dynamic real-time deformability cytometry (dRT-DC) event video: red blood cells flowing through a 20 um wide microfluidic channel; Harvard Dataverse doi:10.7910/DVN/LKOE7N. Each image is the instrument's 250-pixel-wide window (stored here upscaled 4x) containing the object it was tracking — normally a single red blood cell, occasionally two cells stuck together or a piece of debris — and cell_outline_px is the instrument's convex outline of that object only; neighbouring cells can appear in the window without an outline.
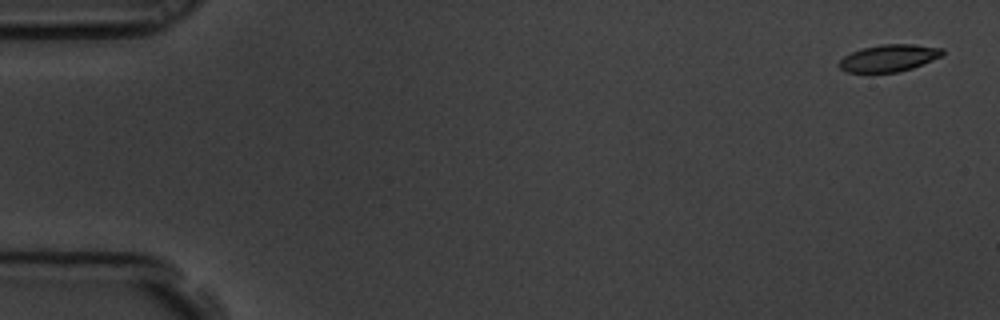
{"species": "common noctule bat (a hibernating species)", "species_latin": "Nyctalus noctula", "temperature_condition": "room temperature", "stored_images_in_passage": 5, "camera_frame_rate_fps": 3000, "um_per_image_px": 0.085, "animal": {"sex": "male", "body_mass_g": 19.5, "forearm_length_mm": 54.6}, "frame": {"image": 1, "passage_image": 1, "time_ms": 0.0, "image_size_px": [1000, 320], "cell_outline_px": [[944, 56], [912, 68], [896, 72], [848, 72], [840, 68], [836, 64], [844, 56], [852, 52], [864, 48], [880, 44], [912, 44], [944, 48]], "centroid_in_image_um": [75.59, 4.93], "position_along_channel_um": 9.4, "area_um2": 16.3}}